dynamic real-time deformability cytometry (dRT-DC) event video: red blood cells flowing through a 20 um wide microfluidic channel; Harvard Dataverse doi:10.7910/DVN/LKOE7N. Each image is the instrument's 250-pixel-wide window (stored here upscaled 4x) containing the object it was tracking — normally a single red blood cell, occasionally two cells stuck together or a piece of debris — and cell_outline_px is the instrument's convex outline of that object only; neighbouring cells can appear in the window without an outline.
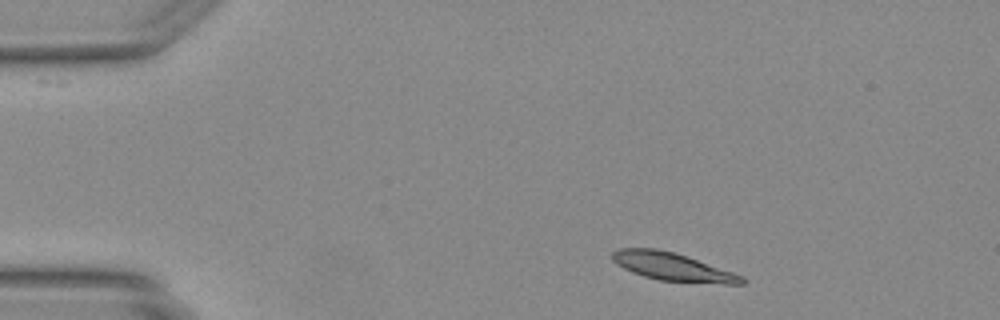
{"species": "Egyptian fruit bat (a non-hibernating species)", "species_latin": "Rousettus aegyptiacus", "temperature_condition": "warm", "stored_images_in_passage": 41, "camera_frame_rate_fps": 3000, "um_per_image_px": 0.085, "animal": {"sex": "female"}, "frame": {"image": 1, "passage_image": 1, "time_ms": 0.0, "image_size_px": [1000, 320], "cell_outline_px": [[748, 280], [744, 284], [724, 284], [660, 280], [644, 276], [632, 272], [616, 264], [612, 260], [612, 252], [616, 248], [656, 248], [672, 252], [744, 276]], "centroid_in_image_um": [57.15, 22.68], "position_along_channel_um": 27.9, "area_um2": 20.87}}
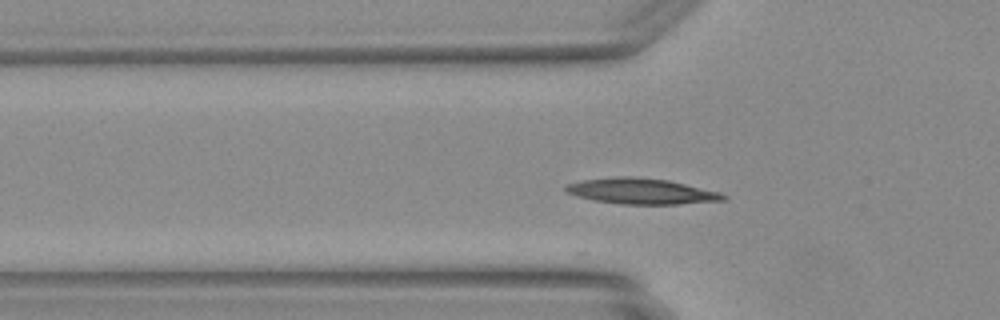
{"frame": {"image": 2, "passage_image": 9, "time_ms": 2.667, "image_size_px": [1000, 320], "cell_outline_px": [[728, 200], [680, 204], [620, 204], [592, 200], [576, 196], [564, 192], [564, 184], [580, 180], [612, 176], [636, 176], [668, 180], [720, 192], [728, 196]], "centroid_in_image_um": [54.46, 16.24], "position_along_channel_um": 71.3, "area_um2": 24.1}}
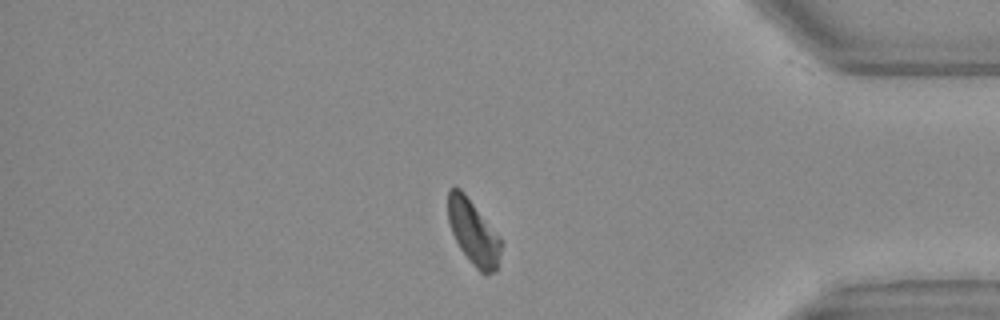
{"frame": {"image": 3, "passage_image": 34, "time_ms": 11.0, "image_size_px": [1000, 320], "cell_outline_px": [[500, 252], [496, 272], [488, 276], [484, 276], [472, 264], [460, 248], [452, 232], [448, 220], [448, 188], [460, 188], [464, 192], [500, 236]], "centroid_in_image_um": [40.24, 19.77], "position_along_channel_um": 395.0, "area_um2": 19.94}}